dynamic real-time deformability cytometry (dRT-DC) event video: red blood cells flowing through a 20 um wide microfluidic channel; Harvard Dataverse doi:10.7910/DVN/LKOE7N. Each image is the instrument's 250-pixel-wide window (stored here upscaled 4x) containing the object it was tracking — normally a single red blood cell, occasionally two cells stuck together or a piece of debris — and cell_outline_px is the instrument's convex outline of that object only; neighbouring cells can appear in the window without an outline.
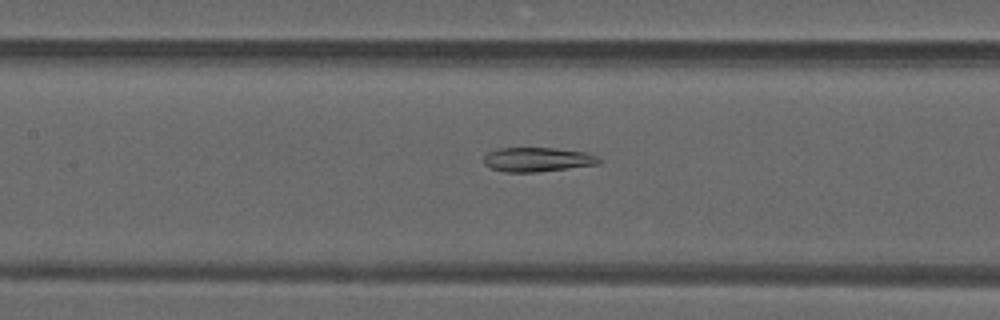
{"species": "common noctule bat (a hibernating species)", "species_latin": "Nyctalus noctula", "temperature_condition": "warm", "stored_images_in_passage": 40, "camera_frame_rate_fps": 3000, "um_per_image_px": 0.085, "animal": {"sex": "male", "forearm_length_mm": 52.5}, "frame": {"image": 1, "passage_image": 23, "time_ms": 7.333, "image_size_px": [1000, 320], "cell_outline_px": [[600, 164], [536, 172], [504, 172], [492, 168], [484, 164], [484, 156], [488, 152], [496, 148], [552, 148], [588, 152], [596, 156], [600, 160]], "centroid_in_image_um": [45.67, 13.55], "position_along_channel_um": 161.7, "area_um2": 16.3}}
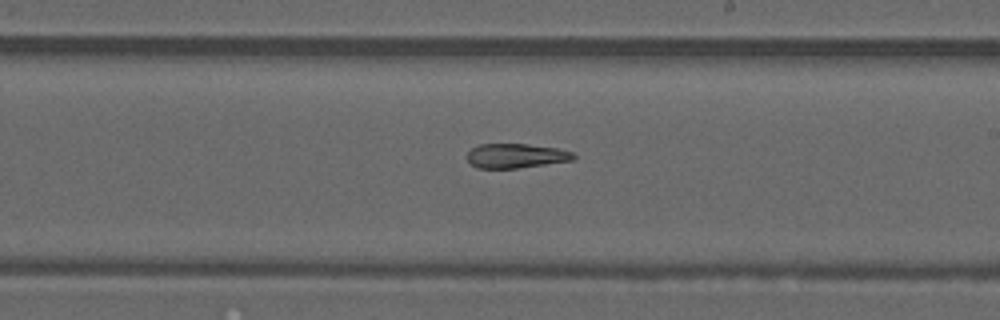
{"frame": {"image": 2, "passage_image": 29, "time_ms": 9.333, "image_size_px": [1000, 320], "cell_outline_px": [[576, 156], [572, 160], [516, 168], [476, 168], [468, 160], [468, 152], [472, 148], [480, 144], [528, 144], [556, 148], [572, 152]], "centroid_in_image_um": [43.83, 13.24], "position_along_channel_um": 245.2, "area_um2": 14.91}}
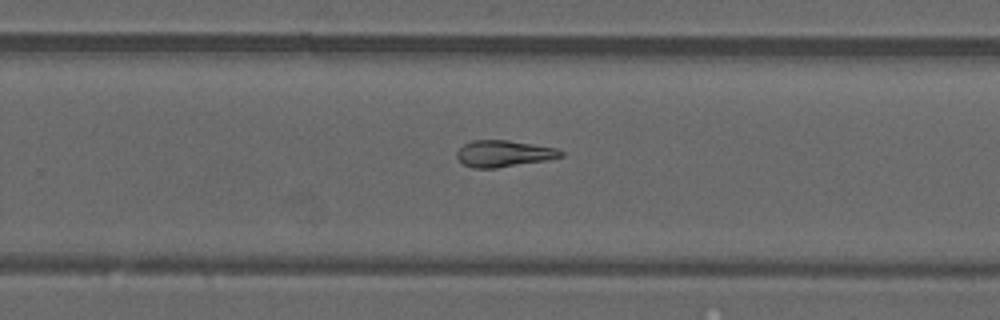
{"frame": {"image": 3, "passage_image": 32, "time_ms": 10.333, "image_size_px": [1000, 320], "cell_outline_px": [[564, 156], [548, 160], [496, 168], [472, 168], [464, 164], [456, 156], [456, 152], [464, 144], [472, 140], [508, 140], [556, 148], [564, 152]], "centroid_in_image_um": [42.83, 13.06], "position_along_channel_um": 287.0, "area_um2": 16.07}}